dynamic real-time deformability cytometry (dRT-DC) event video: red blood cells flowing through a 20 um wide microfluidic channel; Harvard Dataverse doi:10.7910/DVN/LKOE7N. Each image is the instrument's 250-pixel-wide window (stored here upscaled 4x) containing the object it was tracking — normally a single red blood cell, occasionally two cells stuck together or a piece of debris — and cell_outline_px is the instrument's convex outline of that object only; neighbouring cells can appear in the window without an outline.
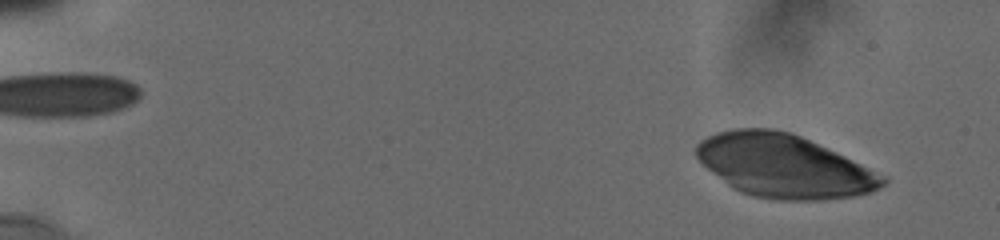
{"species": "human", "species_latin": "Homo sapiens", "temperature_condition": "cold", "stored_images_in_passage": 16, "camera_frame_rate_fps": 3000, "um_per_image_px": 0.085, "donor": {"sex": "male"}, "frame": {"image": 1, "passage_image": 2, "time_ms": 0.667, "image_size_px": [1000, 240], "cell_outline_px": [[888, 180], [880, 188], [868, 192], [852, 196], [816, 200], [780, 200], [756, 196], [740, 192], [732, 188], [712, 172], [696, 156], [696, 144], [700, 140], [716, 132], [732, 128], [772, 128], [792, 132], [888, 176]], "centroid_in_image_um": [66.63, 14.09], "position_along_channel_um": 18.4, "area_um2": 68.32}}